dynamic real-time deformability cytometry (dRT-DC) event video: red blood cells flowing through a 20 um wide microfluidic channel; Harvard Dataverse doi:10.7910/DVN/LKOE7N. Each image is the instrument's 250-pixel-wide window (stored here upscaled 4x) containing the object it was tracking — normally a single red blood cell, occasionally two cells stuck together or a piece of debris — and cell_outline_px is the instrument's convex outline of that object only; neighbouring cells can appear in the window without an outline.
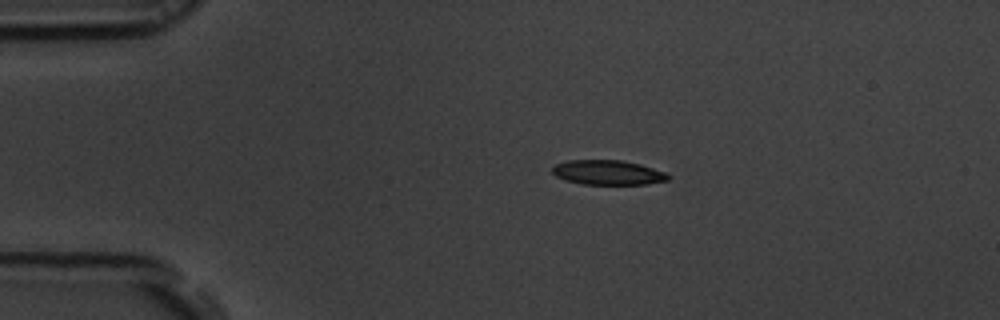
{"species": "common noctule bat (a hibernating species)", "species_latin": "Nyctalus noctula", "temperature_condition": "room temperature", "stored_images_in_passage": 45, "camera_frame_rate_fps": 3000, "um_per_image_px": 0.085, "animal": {"sex": "male", "body_mass_g": 19.5, "forearm_length_mm": 54.6}, "frame": {"image": 1, "passage_image": 1, "time_ms": 0.0, "image_size_px": [1000, 320], "cell_outline_px": [[668, 180], [644, 184], [580, 184], [564, 180], [556, 176], [552, 172], [552, 168], [556, 164], [568, 160], [620, 160], [640, 164], [664, 172], [668, 176]], "centroid_in_image_um": [51.61, 14.66], "position_along_channel_um": 33.4, "area_um2": 16.47}}
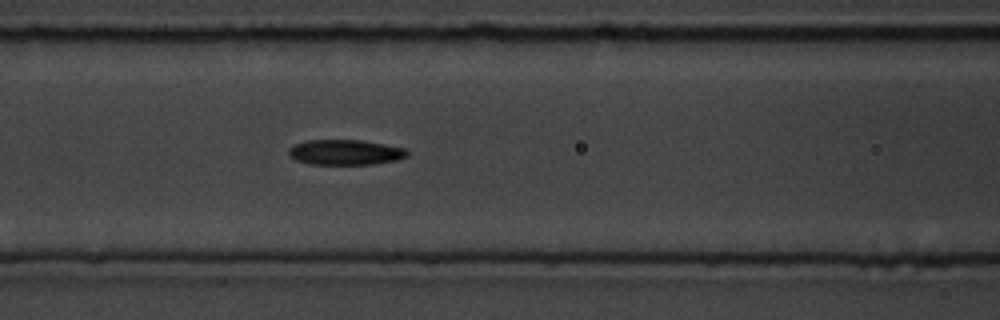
{"frame": {"image": 2, "passage_image": 13, "time_ms": 4.0, "image_size_px": [1000, 320], "cell_outline_px": [[408, 156], [396, 160], [372, 164], [308, 164], [296, 160], [288, 156], [288, 148], [296, 144], [308, 140], [360, 140], [384, 144], [404, 148], [408, 152]], "centroid_in_image_um": [29.32, 12.94], "position_along_channel_um": 137.3, "area_um2": 17.4}}
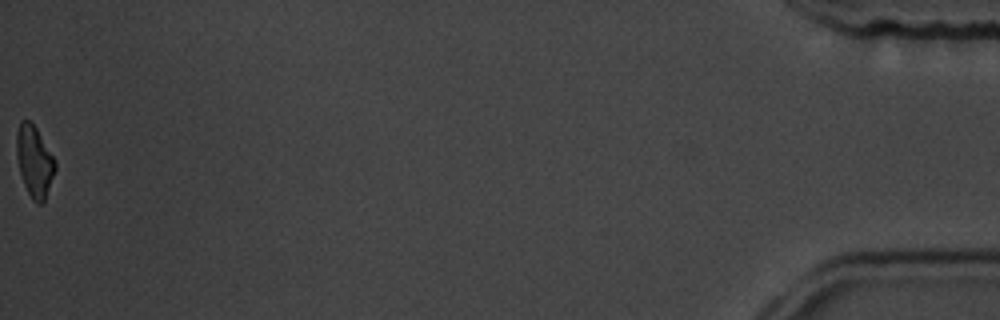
{"frame": {"image": 3, "passage_image": 45, "time_ms": 14.667, "image_size_px": [1000, 320], "cell_outline_px": [[56, 168], [44, 200], [40, 204], [36, 204], [32, 200], [24, 184], [20, 172], [16, 156], [16, 136], [20, 120], [28, 120], [36, 128], [52, 156], [56, 164]], "centroid_in_image_um": [2.9, 13.72], "position_along_channel_um": 432.3, "area_um2": 15.66}, "authors_computed_cell_mechanics": {"area_um2": 17.2822, "velocity_mm_per_s": 3.7213, "shape_relaxation_time_tau1_ms": 3.8262, "shape_relaxation_time_tau2_ms": null, "deformation_change_tau1": 0.1254, "deformation_change_tau2": null}}